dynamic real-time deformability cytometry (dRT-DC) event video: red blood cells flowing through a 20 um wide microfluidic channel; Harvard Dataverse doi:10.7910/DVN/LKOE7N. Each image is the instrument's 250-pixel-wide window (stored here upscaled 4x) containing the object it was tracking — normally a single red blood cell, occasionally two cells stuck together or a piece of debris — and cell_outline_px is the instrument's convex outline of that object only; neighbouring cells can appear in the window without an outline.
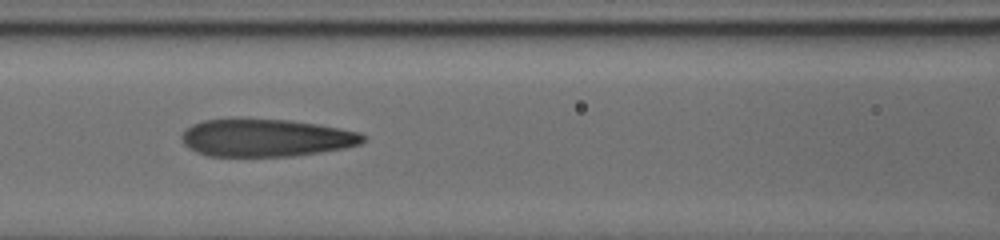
{"species": "human", "species_latin": "Homo sapiens", "temperature_condition": "cold", "stored_images_in_passage": 16, "camera_frame_rate_fps": 3000, "um_per_image_px": 0.085, "donor": {"sex": "male"}, "frame": {"image": 1, "passage_image": 9, "time_ms": 8.333, "image_size_px": [1000, 240], "cell_outline_px": [[364, 140], [360, 144], [344, 148], [320, 152], [292, 156], [208, 156], [196, 152], [188, 148], [184, 144], [180, 136], [192, 124], [204, 120], [288, 120], [316, 124], [360, 132], [364, 136]], "centroid_in_image_um": [22.6, 11.73], "position_along_channel_um": 144.0, "area_um2": 39.19}}
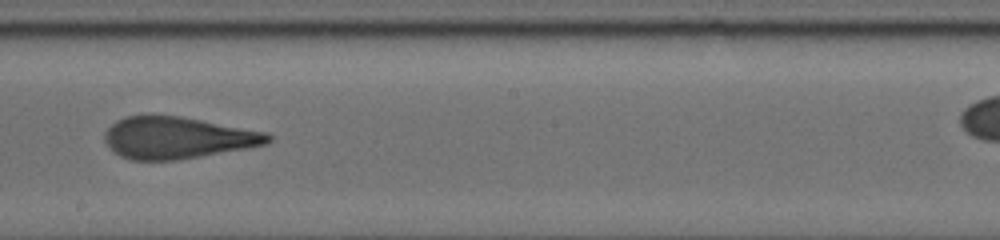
{"frame": {"image": 2, "passage_image": 11, "time_ms": 10.667, "image_size_px": [1000, 240], "cell_outline_px": [[272, 140], [264, 144], [248, 148], [176, 160], [132, 160], [120, 156], [104, 140], [104, 132], [116, 120], [124, 116], [148, 112], [180, 116], [264, 132], [272, 136]], "centroid_in_image_um": [15.01, 11.67], "position_along_channel_um": 233.2, "area_um2": 40.0}}
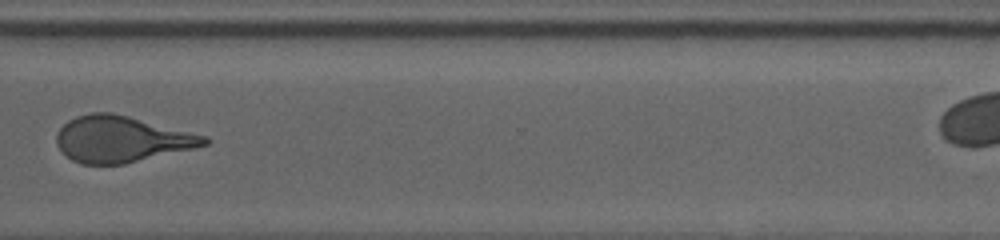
{"frame": {"image": 3, "passage_image": 14, "time_ms": 14.0, "image_size_px": [1000, 240], "cell_outline_px": [[212, 140], [208, 144], [192, 148], [124, 164], [80, 164], [72, 160], [56, 144], [56, 132], [68, 120], [76, 116], [92, 112], [112, 112], [208, 136]], "centroid_in_image_um": [10.31, 11.82], "position_along_channel_um": 360.3, "area_um2": 39.59}}